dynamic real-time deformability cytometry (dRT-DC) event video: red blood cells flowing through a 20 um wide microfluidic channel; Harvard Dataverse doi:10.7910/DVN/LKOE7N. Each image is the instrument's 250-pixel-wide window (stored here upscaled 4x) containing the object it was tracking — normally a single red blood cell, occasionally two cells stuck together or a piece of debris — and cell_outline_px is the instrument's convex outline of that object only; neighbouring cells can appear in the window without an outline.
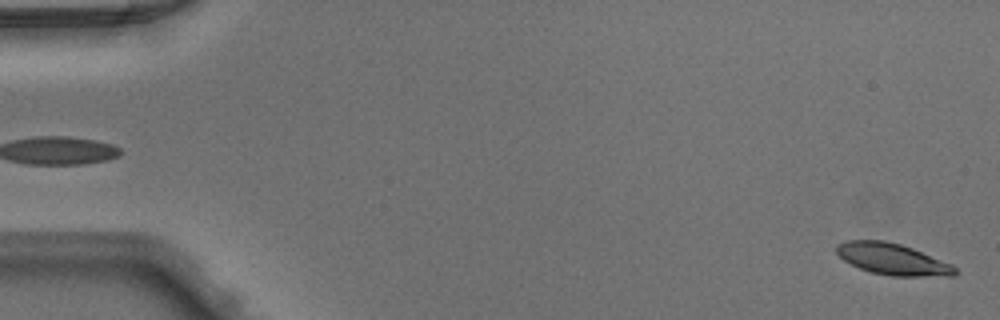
{"species": "Egyptian fruit bat (a non-hibernating species)", "species_latin": "Rousettus aegyptiacus", "temperature_condition": "warm", "stored_images_in_passage": 49, "camera_frame_rate_fps": 3000, "um_per_image_px": 0.085, "animal": {"sex": "male"}, "frame": {"image": 1, "passage_image": 1, "time_ms": 0.0, "image_size_px": [1000, 320], "cell_outline_px": [[956, 272], [952, 276], [892, 276], [872, 272], [860, 268], [844, 260], [836, 252], [836, 244], [848, 240], [884, 240], [900, 244], [912, 248], [952, 264], [956, 268]], "centroid_in_image_um": [75.86, 22.02], "position_along_channel_um": 9.1, "area_um2": 21.5}}
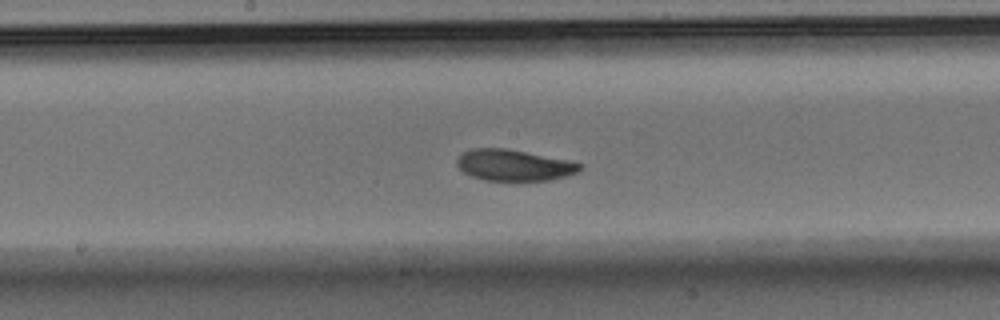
{"frame": {"image": 2, "passage_image": 26, "time_ms": 8.333, "image_size_px": [1000, 320], "cell_outline_px": [[584, 164], [576, 172], [564, 176], [548, 180], [484, 180], [472, 176], [464, 172], [456, 164], [456, 160], [464, 152], [472, 148], [504, 148], [568, 160]], "centroid_in_image_um": [43.66, 14.03], "position_along_channel_um": 204.5, "area_um2": 21.96}}
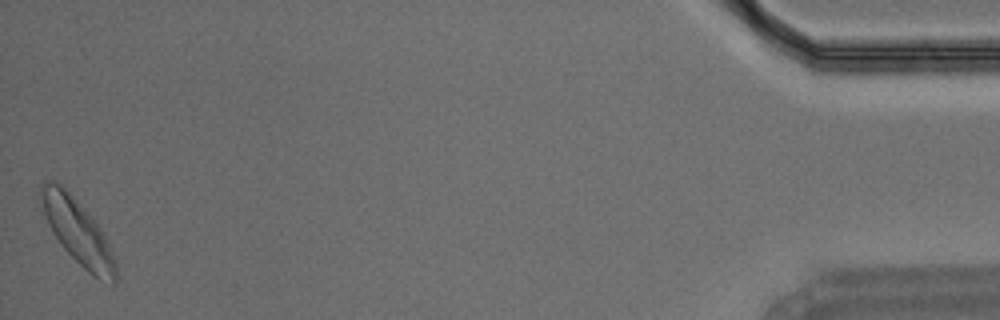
{"frame": {"image": 3, "passage_image": 49, "time_ms": 16.0, "image_size_px": [1000, 320], "cell_outline_px": [[116, 284], [112, 284], [100, 280], [92, 276], [60, 244], [52, 232], [44, 216], [40, 196], [40, 184], [44, 180], [52, 180], [60, 184], [88, 212], [100, 228], [116, 260]], "centroid_in_image_um": [6.59, 19.7], "position_along_channel_um": 428.6, "area_um2": 27.98}}